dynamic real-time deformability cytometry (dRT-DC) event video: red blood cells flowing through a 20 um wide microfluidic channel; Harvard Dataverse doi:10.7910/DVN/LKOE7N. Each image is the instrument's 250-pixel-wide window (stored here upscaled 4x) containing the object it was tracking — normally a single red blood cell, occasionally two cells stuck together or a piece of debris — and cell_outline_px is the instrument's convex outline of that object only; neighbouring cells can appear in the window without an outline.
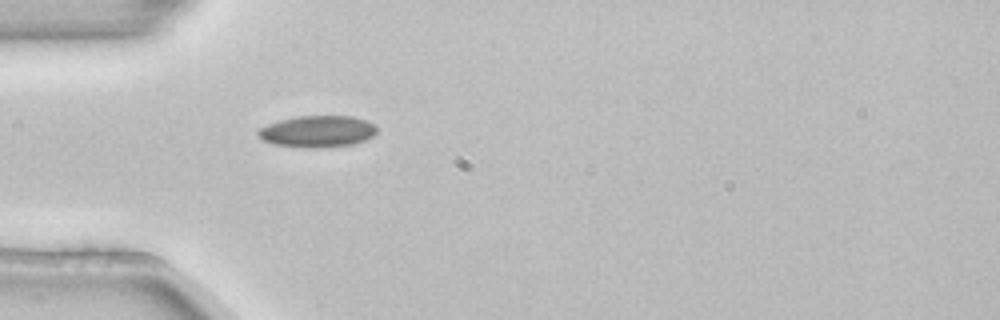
{"species": "common noctule bat (a hibernating species)", "species_latin": "Nyctalus noctula", "temperature_condition": "room temperature", "stored_images_in_passage": 1, "camera_frame_rate_fps": 3000, "um_per_image_px": 0.085, "animal": {"sex": "female", "body_mass_g": 22.7, "forearm_length_mm": 54.2}, "frame": {"image": 1, "passage_image": 1, "time_ms": 0.0, "image_size_px": [1000, 320], "cell_outline_px": [[376, 132], [372, 136], [364, 140], [352, 144], [320, 148], [304, 148], [276, 144], [264, 140], [256, 136], [256, 132], [260, 128], [268, 124], [280, 120], [300, 116], [352, 116], [364, 120], [372, 124], [376, 128]], "centroid_in_image_um": [26.95, 11.18], "position_along_channel_um": 58.0, "area_um2": 21.68}}